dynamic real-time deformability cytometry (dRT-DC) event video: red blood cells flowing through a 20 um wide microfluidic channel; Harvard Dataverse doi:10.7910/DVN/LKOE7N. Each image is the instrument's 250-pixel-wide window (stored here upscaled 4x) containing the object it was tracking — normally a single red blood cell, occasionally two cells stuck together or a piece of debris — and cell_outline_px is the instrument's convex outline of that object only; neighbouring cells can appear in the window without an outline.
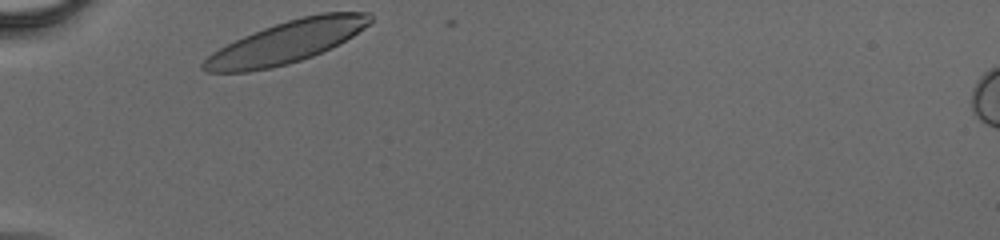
{"species": "human", "species_latin": "Homo sapiens", "temperature_condition": "cold", "stored_images_in_passage": 25, "camera_frame_rate_fps": 3000, "um_per_image_px": 0.085, "donor": {"sex": "male"}, "frame": {"image": 1, "passage_image": 1, "time_ms": 0.0, "image_size_px": [1000, 240], "cell_outline_px": [[372, 20], [364, 28], [352, 36], [332, 48], [312, 56], [288, 64], [272, 68], [248, 72], [208, 72], [200, 68], [200, 64], [212, 52], [244, 36], [264, 28], [288, 20], [304, 16], [324, 12], [372, 12]], "centroid_in_image_um": [24.36, 3.59], "position_along_channel_um": 60.6, "area_um2": 40.52}}
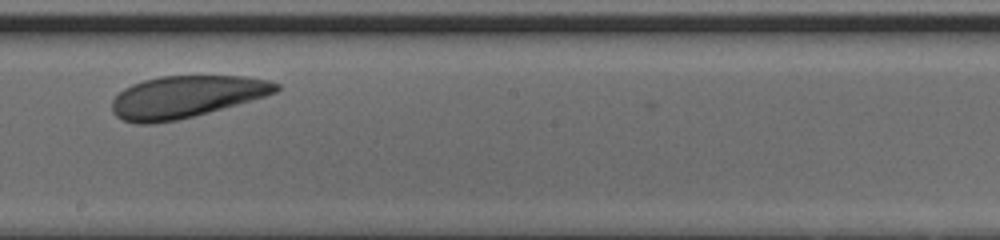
{"frame": {"image": 2, "passage_image": 14, "time_ms": 4.333, "image_size_px": [1000, 240], "cell_outline_px": [[280, 88], [276, 92], [264, 96], [208, 112], [176, 120], [156, 124], [136, 124], [124, 120], [116, 116], [112, 112], [112, 100], [124, 88], [132, 84], [144, 80], [160, 76], [244, 76], [268, 80], [280, 84]], "centroid_in_image_um": [15.78, 8.22], "position_along_channel_um": 232.4, "area_um2": 39.88}}
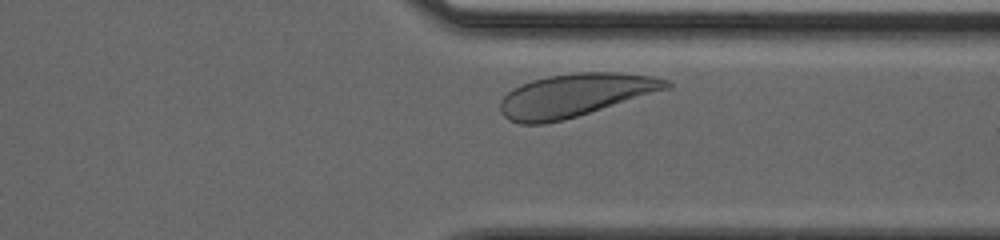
{"frame": {"image": 3, "passage_image": 23, "time_ms": 7.333, "image_size_px": [1000, 240], "cell_outline_px": [[672, 84], [668, 88], [564, 120], [544, 124], [520, 124], [508, 120], [500, 112], [500, 100], [508, 92], [520, 84], [532, 80], [548, 76], [576, 72], [620, 72], [656, 76], [668, 80]], "centroid_in_image_um": [48.84, 8.09], "position_along_channel_um": 362.6, "area_um2": 41.5}}